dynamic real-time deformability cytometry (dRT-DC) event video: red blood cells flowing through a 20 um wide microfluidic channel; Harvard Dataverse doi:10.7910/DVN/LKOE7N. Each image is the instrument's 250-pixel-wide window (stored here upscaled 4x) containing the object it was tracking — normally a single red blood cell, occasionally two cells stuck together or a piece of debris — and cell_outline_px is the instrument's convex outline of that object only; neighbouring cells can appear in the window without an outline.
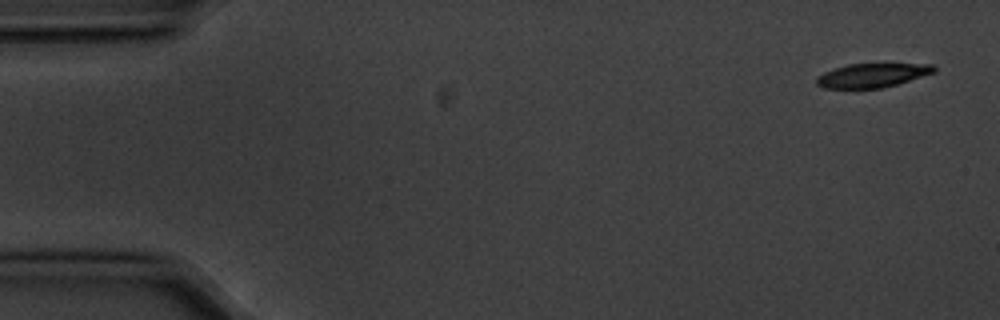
{"species": "common noctule bat (a hibernating species)", "species_latin": "Nyctalus noctula", "temperature_condition": "cold", "stored_images_in_passage": 4, "camera_frame_rate_fps": 3000, "um_per_image_px": 0.085, "animal": {"sex": "male", "body_mass_g": 20.1, "forearm_length_mm": 53.5}, "frame": {"image": 1, "passage_image": 1, "time_ms": 0.0, "image_size_px": [1000, 320], "cell_outline_px": [[936, 72], [896, 84], [880, 88], [824, 88], [816, 84], [816, 76], [824, 72], [848, 64], [932, 64], [936, 68]], "centroid_in_image_um": [74.12, 6.4], "position_along_channel_um": 10.9, "area_um2": 16.24}}
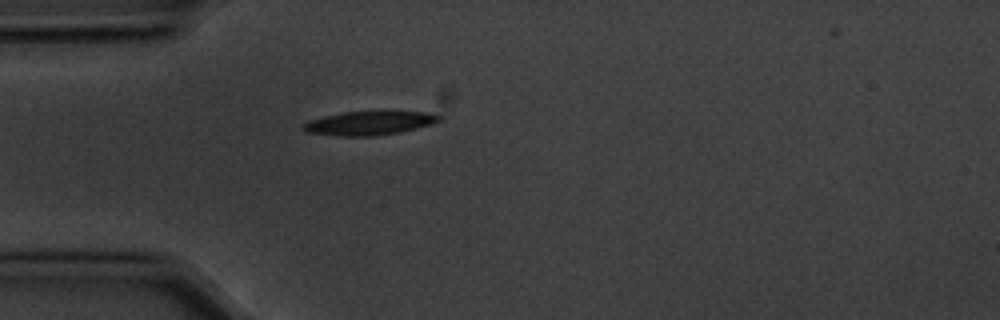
{"frame": {"image": 2, "passage_image": 4, "time_ms": 1.0, "image_size_px": [1000, 320], "cell_outline_px": [[444, 116], [440, 120], [432, 124], [400, 132], [376, 136], [340, 136], [304, 132], [300, 128], [300, 124], [308, 120], [324, 116], [344, 112], [384, 108], [428, 112]], "centroid_in_image_um": [31.41, 10.41], "position_along_channel_um": 53.6, "area_um2": 20.17}}